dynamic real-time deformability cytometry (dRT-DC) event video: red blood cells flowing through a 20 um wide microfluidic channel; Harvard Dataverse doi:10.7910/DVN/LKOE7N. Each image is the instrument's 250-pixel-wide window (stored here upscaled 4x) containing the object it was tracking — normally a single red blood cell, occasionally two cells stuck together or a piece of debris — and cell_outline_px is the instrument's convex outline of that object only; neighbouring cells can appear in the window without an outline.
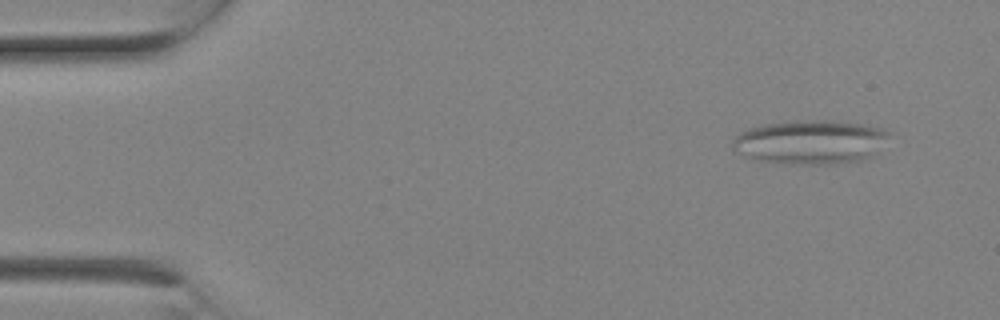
{"species": "Egyptian fruit bat (a non-hibernating species)", "species_latin": "Rousettus aegyptiacus", "temperature_condition": "room temperature", "stored_images_in_passage": 2, "camera_frame_rate_fps": 3000, "um_per_image_px": 0.085, "animal": {"sex": "female"}, "frame": {"image": 1, "passage_image": 1, "time_ms": 0.0, "image_size_px": [1000, 320], "cell_outline_px": [[888, 136], [880, 152], [868, 160], [828, 164], [804, 164], [756, 160], [736, 152], [732, 148], [732, 140], [740, 132], [748, 128], [760, 124], [796, 120], [828, 120], [860, 124], [884, 128], [888, 132]], "centroid_in_image_um": [68.9, 12.07], "position_along_channel_um": 16.1, "area_um2": 40.58}}